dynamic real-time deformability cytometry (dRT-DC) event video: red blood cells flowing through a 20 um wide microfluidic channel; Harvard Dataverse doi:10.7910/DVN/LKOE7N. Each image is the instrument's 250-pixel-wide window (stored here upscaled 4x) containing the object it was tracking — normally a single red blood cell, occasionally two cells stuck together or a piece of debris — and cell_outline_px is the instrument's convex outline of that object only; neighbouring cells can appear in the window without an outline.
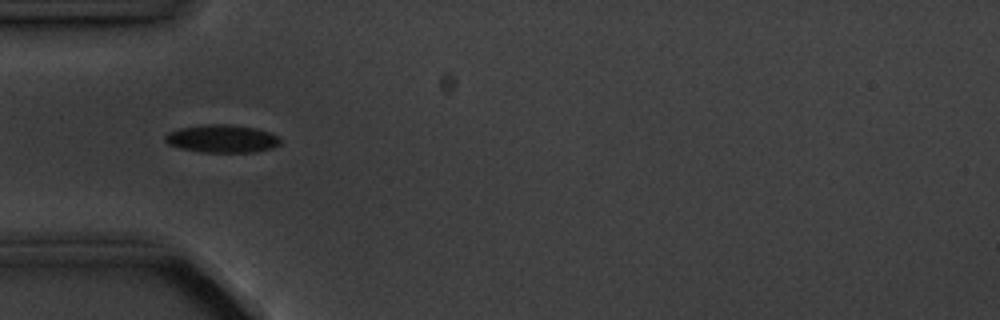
{"species": "common noctule bat (a hibernating species)", "species_latin": "Nyctalus noctula", "temperature_condition": "cold", "stored_images_in_passage": 7, "camera_frame_rate_fps": 3000, "um_per_image_px": 0.085, "animal": {"sex": "male", "body_mass_g": 20.1, "forearm_length_mm": 53.5}, "frame": {"image": 1, "passage_image": 5, "time_ms": 4.667, "image_size_px": [1000, 320], "cell_outline_px": [[280, 144], [272, 148], [252, 152], [200, 152], [180, 148], [168, 144], [164, 140], [164, 136], [168, 132], [180, 128], [204, 124], [232, 124], [256, 128], [280, 136]], "centroid_in_image_um": [18.86, 11.78], "position_along_channel_um": 66.1, "area_um2": 18.84}}